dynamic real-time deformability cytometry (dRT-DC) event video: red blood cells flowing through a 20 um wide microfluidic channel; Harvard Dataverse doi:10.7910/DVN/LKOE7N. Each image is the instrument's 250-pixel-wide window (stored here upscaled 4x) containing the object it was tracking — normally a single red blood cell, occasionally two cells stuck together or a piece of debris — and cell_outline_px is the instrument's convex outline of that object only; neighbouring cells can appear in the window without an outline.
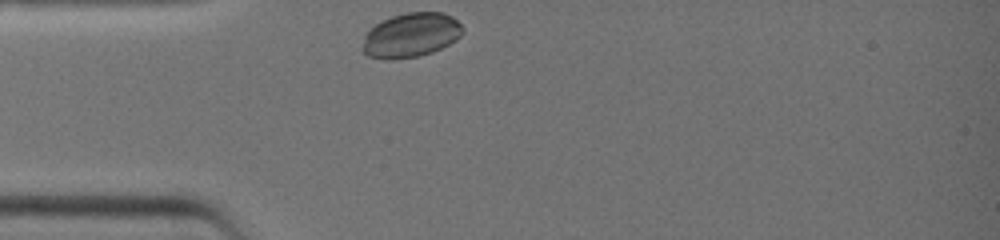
{"species": "common noctule bat (a hibernating species)", "species_latin": "Nyctalus noctula", "temperature_condition": "warm", "stored_images_in_passage": 13, "camera_frame_rate_fps": 3000, "um_per_image_px": 0.085, "animal": {"sex": "female", "body_mass_g": 19.0, "forearm_length_mm": 51.5}, "frame": {"image": 1, "passage_image": 1, "time_ms": 0.0, "image_size_px": [1000, 240], "cell_outline_px": [[464, 32], [456, 40], [432, 52], [416, 56], [392, 60], [384, 60], [368, 56], [360, 52], [360, 48], [364, 36], [376, 24], [392, 16], [408, 12], [444, 12], [452, 16], [464, 28]], "centroid_in_image_um": [34.91, 3.0], "position_along_channel_um": 50.1, "area_um2": 26.07}}
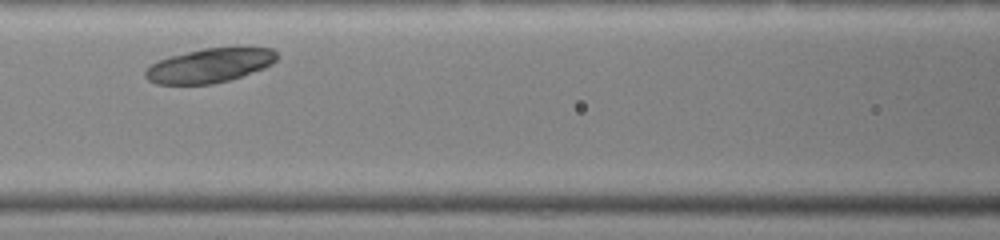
{"frame": {"image": 2, "passage_image": 8, "time_ms": 2.333, "image_size_px": [1000, 240], "cell_outline_px": [[276, 60], [272, 64], [264, 68], [228, 80], [212, 84], [156, 84], [148, 80], [144, 76], [144, 72], [152, 64], [160, 60], [172, 56], [204, 48], [272, 48], [276, 52]], "centroid_in_image_um": [17.81, 5.58], "position_along_channel_um": 148.8, "area_um2": 25.72}}
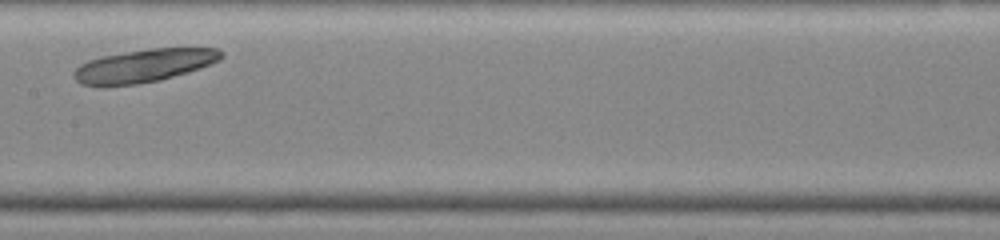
{"frame": {"image": 3, "passage_image": 11, "time_ms": 3.333, "image_size_px": [1000, 240], "cell_outline_px": [[224, 56], [220, 60], [212, 64], [188, 72], [160, 80], [136, 84], [108, 88], [100, 88], [80, 84], [72, 76], [76, 68], [80, 64], [88, 60], [100, 56], [148, 48], [220, 48], [224, 52]], "centroid_in_image_um": [12.2, 5.6], "position_along_channel_um": 195.2, "area_um2": 29.13}}